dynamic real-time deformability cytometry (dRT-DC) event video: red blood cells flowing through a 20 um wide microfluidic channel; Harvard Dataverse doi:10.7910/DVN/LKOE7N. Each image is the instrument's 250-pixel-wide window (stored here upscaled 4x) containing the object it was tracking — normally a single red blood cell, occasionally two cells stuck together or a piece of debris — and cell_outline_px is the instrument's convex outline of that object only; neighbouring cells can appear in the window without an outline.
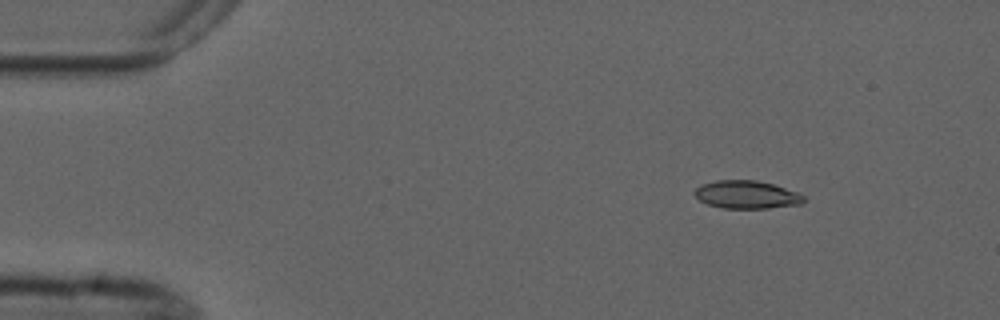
{"species": "common noctule bat (a hibernating species)", "species_latin": "Nyctalus noctula", "temperature_condition": "cold", "stored_images_in_passage": 6, "camera_frame_rate_fps": 3000, "um_per_image_px": 0.085, "animal": {"sex": "male", "forearm_length_mm": 52.5}, "frame": {"image": 1, "passage_image": 1, "time_ms": 0.0, "image_size_px": [1000, 320], "cell_outline_px": [[804, 204], [768, 208], [724, 208], [708, 204], [700, 200], [692, 192], [696, 188], [704, 184], [716, 180], [756, 180], [772, 184], [800, 192], [804, 196]], "centroid_in_image_um": [63.51, 16.54], "position_along_channel_um": 21.5, "area_um2": 17.8}}
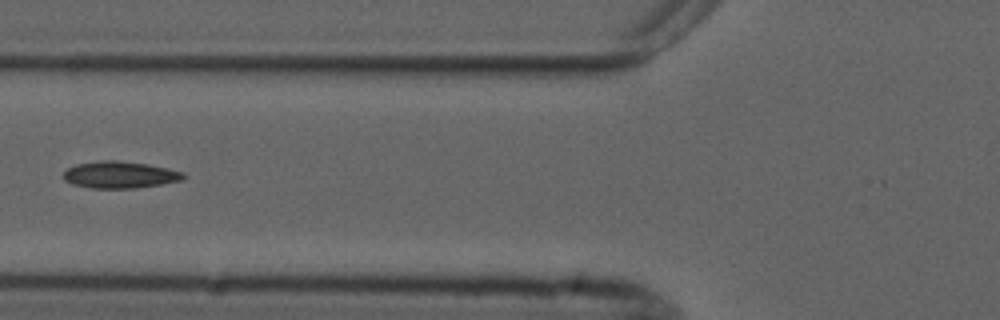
{"frame": {"image": 2, "passage_image": 5, "time_ms": 4.667, "image_size_px": [1000, 320], "cell_outline_px": [[188, 176], [184, 180], [160, 184], [132, 188], [92, 188], [72, 184], [64, 180], [64, 172], [68, 168], [76, 164], [100, 160], [116, 160], [148, 164], [168, 168], [184, 172]], "centroid_in_image_um": [10.22, 14.85], "position_along_channel_um": 115.6, "area_um2": 18.84}}
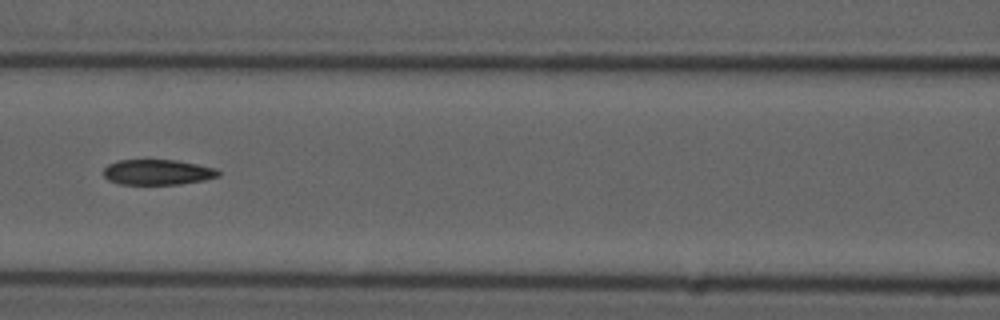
{"frame": {"image": 3, "passage_image": 6, "time_ms": 5.667, "image_size_px": [1000, 320], "cell_outline_px": [[220, 176], [204, 180], [180, 184], [120, 184], [108, 180], [104, 176], [104, 168], [108, 164], [116, 160], [176, 160], [216, 168], [220, 172]], "centroid_in_image_um": [13.39, 14.63], "position_along_channel_um": 153.2, "area_um2": 16.99}}